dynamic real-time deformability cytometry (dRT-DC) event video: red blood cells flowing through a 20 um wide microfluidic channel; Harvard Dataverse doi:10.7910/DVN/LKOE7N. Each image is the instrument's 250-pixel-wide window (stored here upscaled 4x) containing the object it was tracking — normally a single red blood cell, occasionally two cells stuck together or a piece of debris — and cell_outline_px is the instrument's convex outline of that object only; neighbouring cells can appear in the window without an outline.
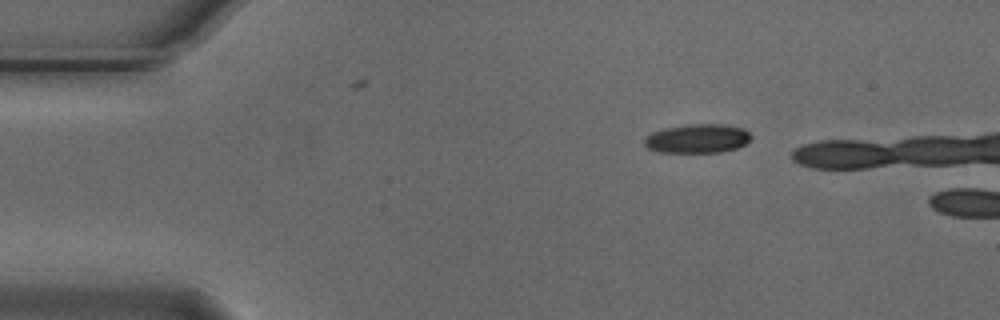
{"species": "Egyptian fruit bat (a non-hibernating species)", "species_latin": "Rousettus aegyptiacus", "temperature_condition": "cold", "stored_images_in_passage": 2, "camera_frame_rate_fps": 3000, "um_per_image_px": 0.085, "animal": {"sex": "male"}, "frame": {"image": 1, "passage_image": 1, "time_ms": 0.0, "image_size_px": [1000, 320], "cell_outline_px": [[752, 136], [744, 144], [736, 148], [720, 152], [660, 152], [648, 148], [644, 144], [644, 140], [652, 132], [664, 128], [692, 124], [724, 124], [744, 128]], "centroid_in_image_um": [59.29, 11.77], "position_along_channel_um": 25.7, "area_um2": 17.86}}